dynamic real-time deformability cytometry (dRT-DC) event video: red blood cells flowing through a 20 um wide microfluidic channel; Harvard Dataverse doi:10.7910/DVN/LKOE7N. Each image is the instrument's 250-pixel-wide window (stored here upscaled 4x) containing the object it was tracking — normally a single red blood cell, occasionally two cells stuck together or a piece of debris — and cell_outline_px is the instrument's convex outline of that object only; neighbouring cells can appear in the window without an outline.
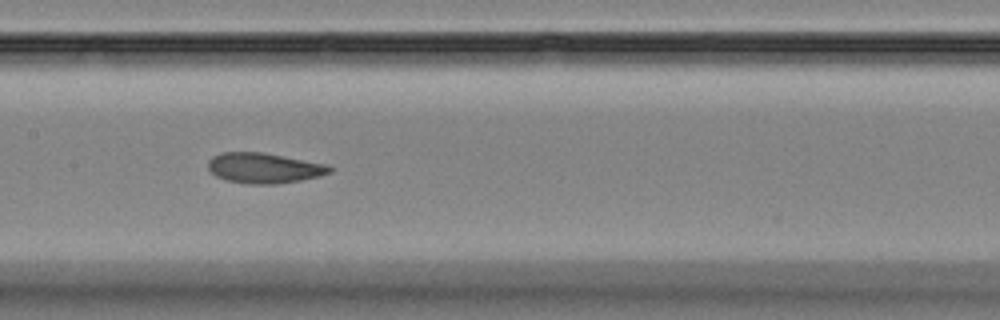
{"species": "Egyptian fruit bat (a non-hibernating species)", "species_latin": "Rousettus aegyptiacus", "temperature_condition": "room temperature", "stored_images_in_passage": 8, "camera_frame_rate_fps": 3000, "um_per_image_px": 0.085, "animal": {"sex": "female"}, "frame": {"image": 1, "passage_image": 6, "time_ms": 5.667, "image_size_px": [1000, 320], "cell_outline_px": [[332, 172], [320, 176], [300, 180], [276, 184], [248, 184], [228, 180], [216, 176], [208, 168], [208, 160], [212, 156], [220, 152], [260, 152], [328, 164], [332, 168]], "centroid_in_image_um": [22.44, 14.28], "position_along_channel_um": 185.0, "area_um2": 21.44}}
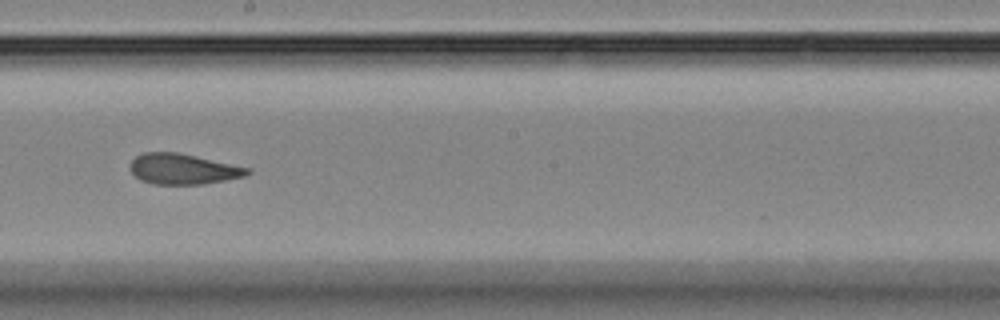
{"frame": {"image": 2, "passage_image": 7, "time_ms": 7.0, "image_size_px": [1000, 320], "cell_outline_px": [[252, 172], [244, 176], [204, 184], [152, 184], [140, 180], [128, 168], [132, 160], [136, 156], [144, 152], [176, 152], [196, 156], [252, 168]], "centroid_in_image_um": [15.55, 14.36], "position_along_channel_um": 232.6, "area_um2": 20.92}}
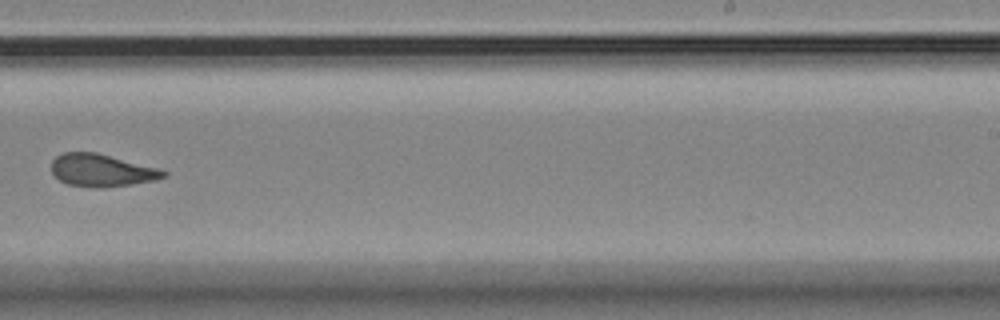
{"frame": {"image": 3, "passage_image": 8, "time_ms": 8.333, "image_size_px": [1000, 320], "cell_outline_px": [[168, 176], [156, 180], [104, 188], [92, 188], [68, 184], [60, 180], [52, 172], [52, 160], [56, 156], [64, 152], [96, 152], [160, 168], [168, 172]], "centroid_in_image_um": [8.68, 14.48], "position_along_channel_um": 280.3, "area_um2": 21.39}}